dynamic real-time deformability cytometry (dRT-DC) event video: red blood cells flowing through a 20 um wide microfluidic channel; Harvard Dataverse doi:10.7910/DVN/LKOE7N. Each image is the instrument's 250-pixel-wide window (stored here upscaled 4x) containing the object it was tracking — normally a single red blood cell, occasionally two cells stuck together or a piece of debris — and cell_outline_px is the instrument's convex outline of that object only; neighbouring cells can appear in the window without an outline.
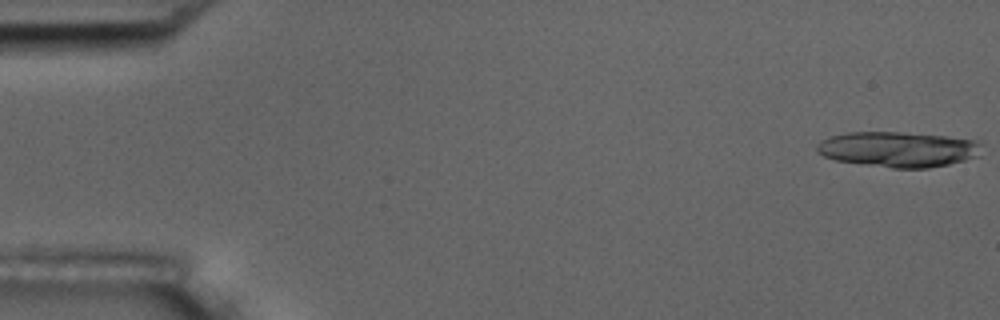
{"species": "common noctule bat (a hibernating species)", "species_latin": "Nyctalus noctula", "temperature_condition": "room temperature", "stored_images_in_passage": 13, "camera_frame_rate_fps": 3000, "um_per_image_px": 0.085, "animal": {"sex": "male", "body_mass_g": 17.5, "forearm_length_mm": 52.3}, "frame": {"image": 1, "passage_image": 1, "time_ms": 0.0, "image_size_px": [1000, 320], "cell_outline_px": [[980, 156], [948, 164], [928, 168], [892, 168], [836, 160], [824, 156], [816, 152], [816, 144], [820, 140], [832, 136], [848, 132], [904, 132], [948, 136], [976, 140], [980, 144]], "centroid_in_image_um": [76.34, 12.68], "position_along_channel_um": 8.7, "area_um2": 34.04}}